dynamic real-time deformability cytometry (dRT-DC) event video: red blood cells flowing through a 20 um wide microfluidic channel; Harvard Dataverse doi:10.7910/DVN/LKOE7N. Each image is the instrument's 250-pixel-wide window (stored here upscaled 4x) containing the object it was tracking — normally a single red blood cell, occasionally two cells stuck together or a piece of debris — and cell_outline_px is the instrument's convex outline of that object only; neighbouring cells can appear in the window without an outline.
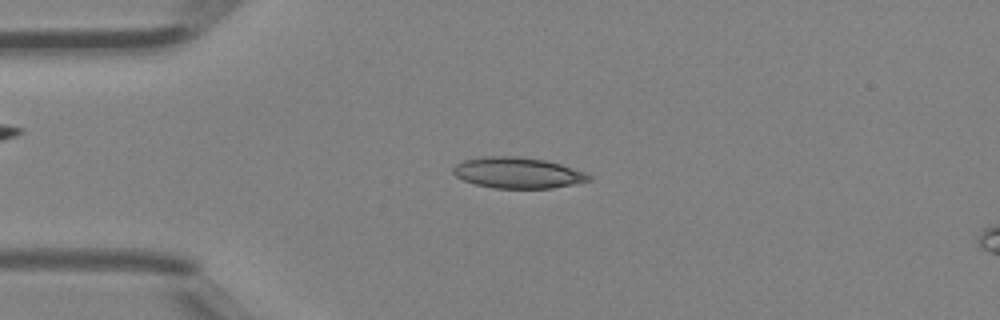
{"species": "Egyptian fruit bat (a non-hibernating species)", "species_latin": "Rousettus aegyptiacus", "temperature_condition": "room temperature", "stored_images_in_passage": 44, "camera_frame_rate_fps": 3000, "um_per_image_px": 0.085, "animal": {"sex": "female"}, "frame": {"image": 1, "passage_image": 10, "time_ms": 3.0, "image_size_px": [1000, 320], "cell_outline_px": [[592, 180], [552, 188], [492, 188], [476, 184], [464, 180], [456, 176], [452, 172], [452, 168], [456, 164], [464, 160], [484, 156], [520, 156], [544, 160], [560, 164], [584, 172], [592, 176]], "centroid_in_image_um": [43.98, 14.68], "position_along_channel_um": 41.0, "area_um2": 24.39}}
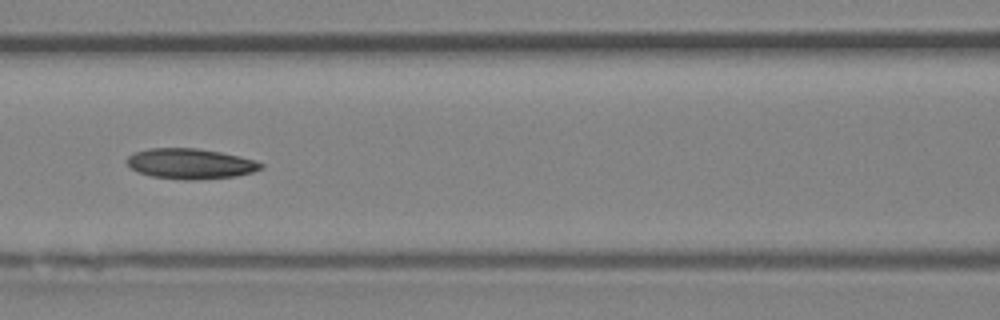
{"frame": {"image": 2, "passage_image": 19, "time_ms": 6.0, "image_size_px": [1000, 320], "cell_outline_px": [[264, 168], [252, 172], [236, 176], [192, 180], [184, 180], [152, 176], [136, 172], [124, 160], [128, 156], [136, 152], [148, 148], [196, 148], [220, 152], [240, 156], [256, 160], [264, 164]], "centroid_in_image_um": [16.19, 13.91], "position_along_channel_um": 150.4, "area_um2": 23.81}}
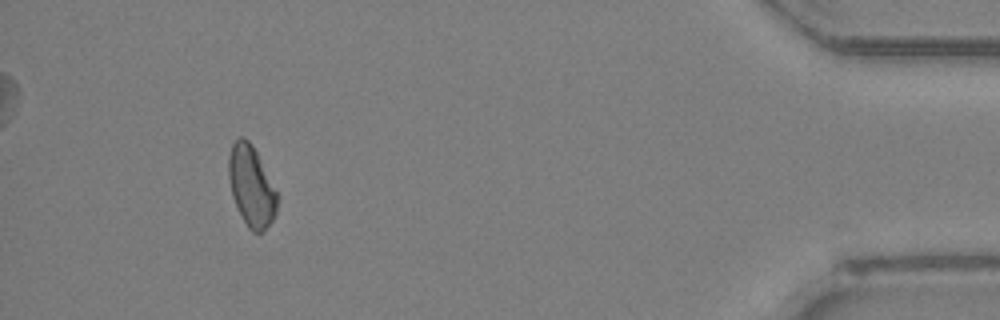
{"frame": {"image": 3, "passage_image": 41, "time_ms": 13.333, "image_size_px": [1000, 320], "cell_outline_px": [[280, 196], [276, 212], [272, 220], [264, 232], [252, 232], [248, 228], [232, 196], [228, 176], [228, 156], [232, 144], [240, 136], [244, 136], [252, 144]], "centroid_in_image_um": [21.38, 15.82], "position_along_channel_um": 413.8, "area_um2": 23.0}, "authors_computed_cell_mechanics": {"area_um2": 23.409, "velocity_mm_per_s": 4.4909, "shape_relaxation_time_tau1_ms": 8.0586, "shape_relaxation_time_tau2_ms": null, "deformation_change_tau1": 0.1605, "deformation_change_tau2": null}}